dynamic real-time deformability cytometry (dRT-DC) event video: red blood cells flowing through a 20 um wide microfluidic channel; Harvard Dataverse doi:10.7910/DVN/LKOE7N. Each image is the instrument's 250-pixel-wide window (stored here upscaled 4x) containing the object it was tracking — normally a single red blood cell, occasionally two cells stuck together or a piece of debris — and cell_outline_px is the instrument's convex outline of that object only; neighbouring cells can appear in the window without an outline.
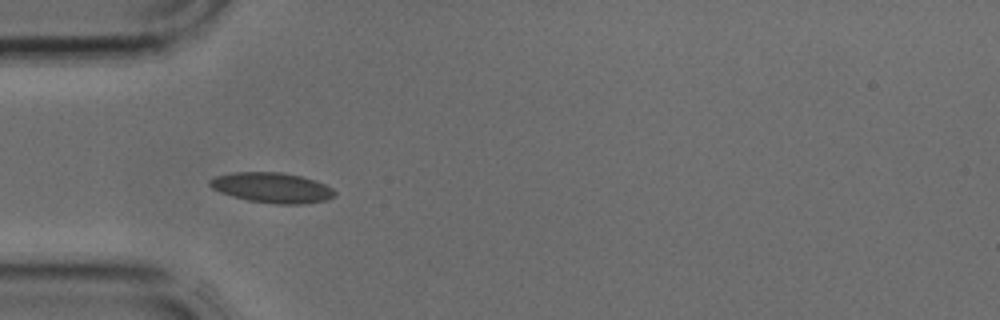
{"species": "common noctule bat (a hibernating species)", "species_latin": "Nyctalus noctula", "temperature_condition": "cold", "stored_images_in_passage": 5, "camera_frame_rate_fps": 3000, "um_per_image_px": 0.085, "animal": {"sex": "male", "body_mass_g": 17.9, "forearm_length_mm": 54.2}, "frame": {"image": 1, "passage_image": 4, "time_ms": 1.0, "image_size_px": [1000, 320], "cell_outline_px": [[336, 196], [328, 200], [304, 204], [276, 204], [248, 200], [232, 196], [220, 192], [212, 188], [208, 184], [208, 180], [216, 176], [232, 172], [280, 172], [300, 176], [316, 180], [332, 188], [336, 192]], "centroid_in_image_um": [23.14, 15.95], "position_along_channel_um": 61.9, "area_um2": 22.14}}